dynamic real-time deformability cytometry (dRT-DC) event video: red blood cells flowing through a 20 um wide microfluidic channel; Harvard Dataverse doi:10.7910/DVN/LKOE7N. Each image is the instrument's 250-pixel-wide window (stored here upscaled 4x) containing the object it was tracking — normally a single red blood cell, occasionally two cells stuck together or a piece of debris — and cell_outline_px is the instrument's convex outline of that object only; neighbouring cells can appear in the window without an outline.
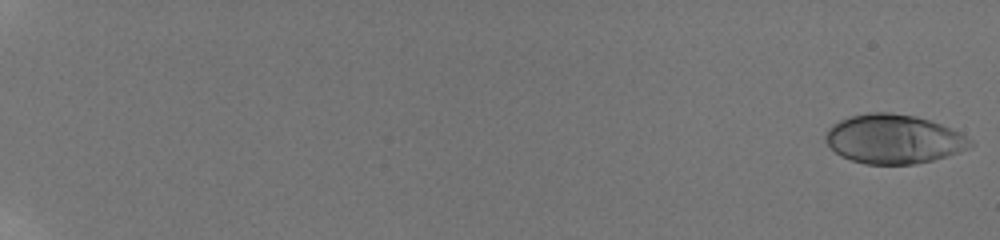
{"species": "human", "species_latin": "Homo sapiens", "temperature_condition": "room temperature", "stored_images_in_passage": 58, "camera_frame_rate_fps": 3000, "um_per_image_px": 0.085, "donor": {"sex": "male"}, "frame": {"image": 1, "passage_image": 1, "time_ms": 0.0, "image_size_px": [1000, 240], "cell_outline_px": [[976, 144], [968, 148], [932, 160], [912, 164], [868, 164], [852, 160], [840, 156], [824, 140], [824, 136], [828, 128], [832, 124], [840, 120], [852, 116], [868, 112], [892, 112], [916, 116], [940, 124], [960, 132], [972, 140]], "centroid_in_image_um": [75.94, 11.81], "position_along_channel_um": 9.1, "area_um2": 41.27}}
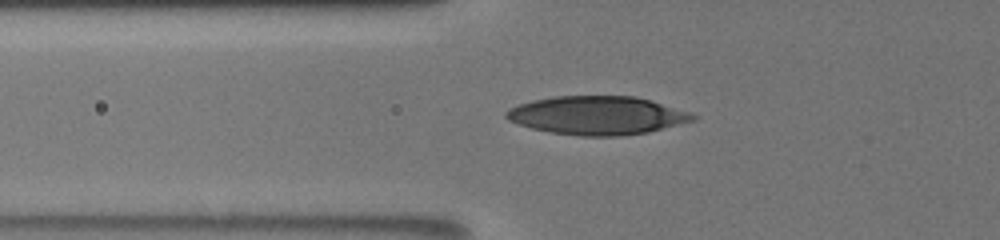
{"frame": {"image": 2, "passage_image": 23, "time_ms": 8.0, "image_size_px": [1000, 240], "cell_outline_px": [[696, 120], [648, 132], [620, 136], [580, 136], [552, 132], [532, 128], [508, 120], [504, 116], [504, 112], [508, 108], [532, 100], [556, 96], [636, 96], [688, 112], [696, 116]], "centroid_in_image_um": [50.73, 9.81], "position_along_channel_um": 75.1, "area_um2": 41.56}}
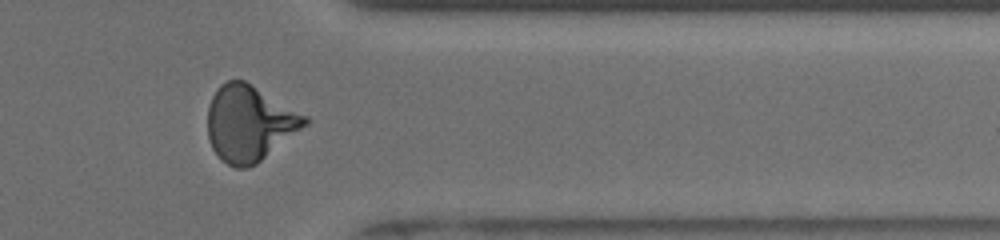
{"frame": {"image": 3, "passage_image": 49, "time_ms": 16.333, "image_size_px": [1000, 240], "cell_outline_px": [[312, 120], [308, 124], [256, 164], [248, 168], [236, 168], [220, 160], [212, 148], [208, 136], [208, 108], [212, 96], [216, 88], [220, 84], [228, 80], [244, 80], [308, 116]], "centroid_in_image_um": [21.2, 10.48], "position_along_channel_um": 390.2, "area_um2": 42.95}, "authors_computed_cell_mechanics": {"area_um2": 40.8646, "velocity_mm_per_s": 3.873, "shape_relaxation_time_tau1_ms": 5.2274, "shape_relaxation_time_tau2_ms": 0.8918, "deformation_change_tau1": 0.2195, "deformation_change_tau2": 0.0734}}